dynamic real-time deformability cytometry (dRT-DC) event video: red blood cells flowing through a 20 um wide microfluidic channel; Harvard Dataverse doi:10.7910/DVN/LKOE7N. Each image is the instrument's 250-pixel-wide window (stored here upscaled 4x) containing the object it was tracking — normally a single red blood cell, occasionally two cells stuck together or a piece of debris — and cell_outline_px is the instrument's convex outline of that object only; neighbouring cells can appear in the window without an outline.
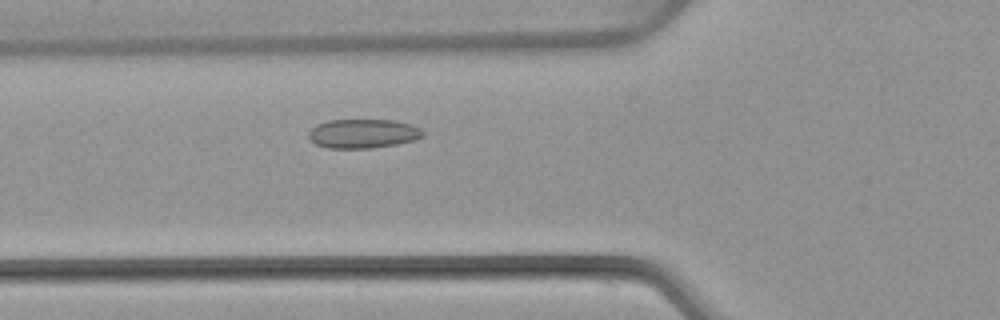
{"species": "common noctule bat (a hibernating species)", "species_latin": "Nyctalus noctula", "temperature_condition": "warm", "stored_images_in_passage": 44, "camera_frame_rate_fps": 3000, "um_per_image_px": 0.085, "animal": {"sex": "female", "body_mass_g": 22.7, "forearm_length_mm": 54.2}, "frame": {"image": 1, "passage_image": 12, "time_ms": 3.667, "image_size_px": [1000, 320], "cell_outline_px": [[424, 136], [412, 140], [396, 144], [372, 148], [328, 148], [316, 144], [308, 136], [308, 132], [316, 124], [328, 120], [392, 120], [412, 124], [420, 128], [424, 132]], "centroid_in_image_um": [30.85, 11.35], "position_along_channel_um": 94.9, "area_um2": 19.36}}
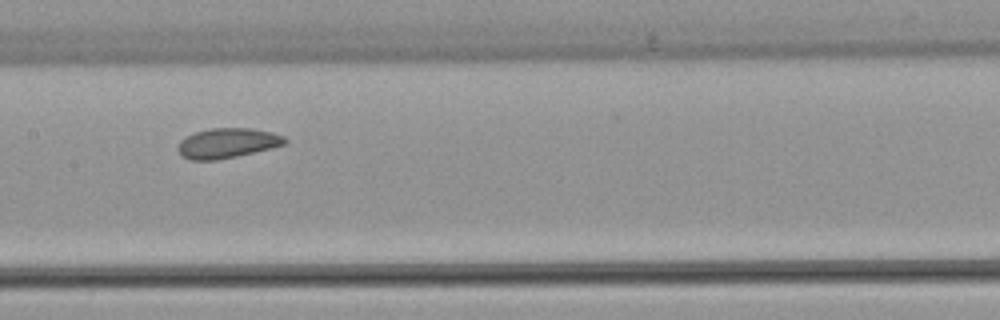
{"frame": {"image": 2, "passage_image": 19, "time_ms": 6.0, "image_size_px": [1000, 320], "cell_outline_px": [[288, 140], [284, 144], [272, 148], [236, 156], [216, 160], [188, 160], [180, 156], [176, 148], [180, 140], [196, 132], [212, 128], [252, 128], [272, 132], [284, 136]], "centroid_in_image_um": [19.3, 12.17], "position_along_channel_um": 188.1, "area_um2": 18.73}}
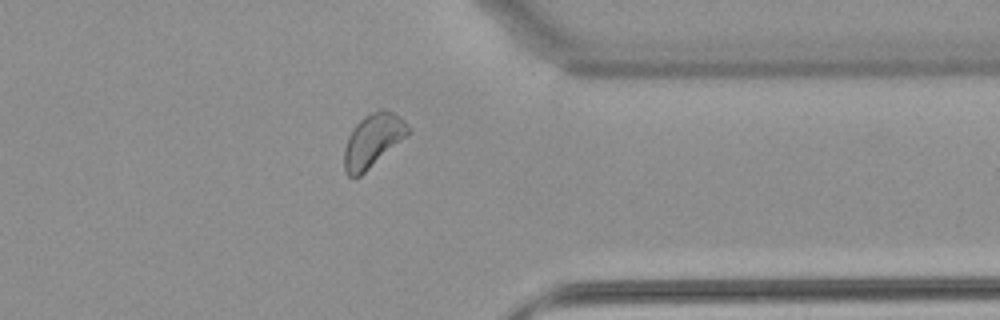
{"frame": {"image": 3, "passage_image": 34, "time_ms": 11.0, "image_size_px": [1000, 320], "cell_outline_px": [[412, 132], [408, 136], [360, 176], [348, 176], [344, 172], [344, 148], [348, 136], [356, 124], [364, 116], [380, 108], [384, 108], [392, 112], [404, 120]], "centroid_in_image_um": [31.7, 11.93], "position_along_channel_um": 379.7, "area_um2": 19.94}, "authors_computed_cell_mechanics": {"area_um2": 19.2763, "velocity_mm_per_s": 3.9877, "shape_relaxation_time_tau1_ms": 4.004, "shape_relaxation_time_tau2_ms": null, "deformation_change_tau1": 0.0454, "deformation_change_tau2": null}}